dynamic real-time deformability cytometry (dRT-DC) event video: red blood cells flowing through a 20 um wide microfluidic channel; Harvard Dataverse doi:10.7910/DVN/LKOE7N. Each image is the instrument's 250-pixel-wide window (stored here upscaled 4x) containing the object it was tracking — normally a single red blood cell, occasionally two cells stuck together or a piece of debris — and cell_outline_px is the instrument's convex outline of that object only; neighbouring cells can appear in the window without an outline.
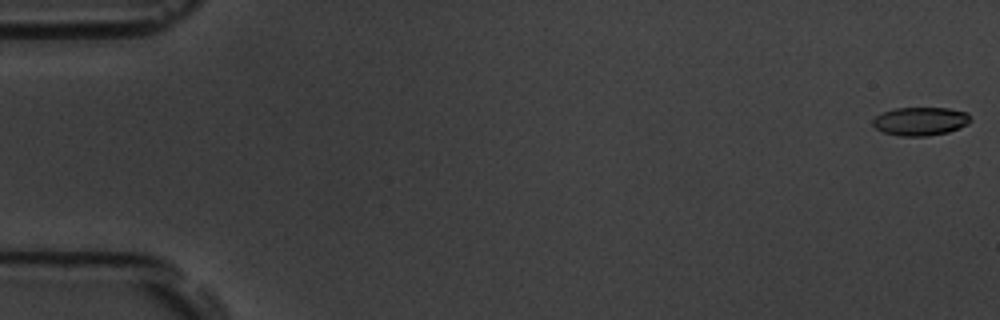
{"species": "common noctule bat (a hibernating species)", "species_latin": "Nyctalus noctula", "temperature_condition": "room temperature", "stored_images_in_passage": 58, "camera_frame_rate_fps": 3000, "um_per_image_px": 0.085, "animal": {"sex": "male", "body_mass_g": 19.5, "forearm_length_mm": 54.6}, "frame": {"image": 1, "passage_image": 1, "time_ms": 0.0, "image_size_px": [1000, 320], "cell_outline_px": [[972, 120], [968, 124], [960, 128], [948, 132], [928, 136], [900, 136], [884, 132], [876, 128], [872, 124], [872, 120], [880, 112], [896, 108], [948, 108], [968, 112]], "centroid_in_image_um": [78.25, 10.3], "position_along_channel_um": 6.7, "area_um2": 16.36}}
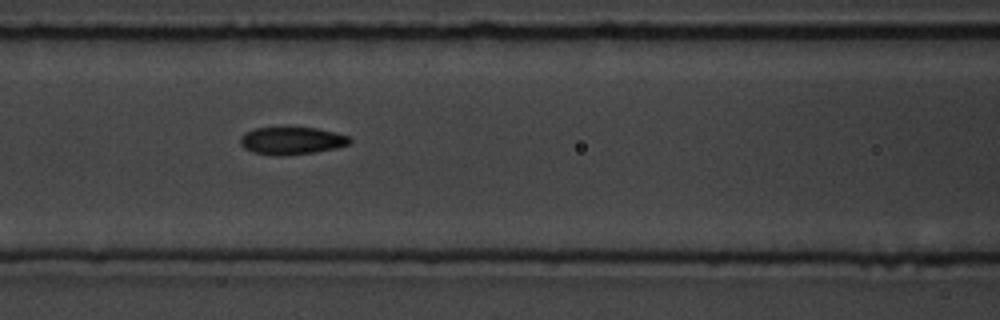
{"frame": {"image": 2, "passage_image": 25, "time_ms": 8.0, "image_size_px": [1000, 320], "cell_outline_px": [[352, 140], [348, 144], [336, 148], [316, 152], [284, 156], [276, 156], [252, 152], [244, 148], [240, 144], [240, 136], [244, 132], [256, 128], [316, 128], [348, 136]], "centroid_in_image_um": [24.75, 11.98], "position_along_channel_um": 141.9, "area_um2": 17.51}}
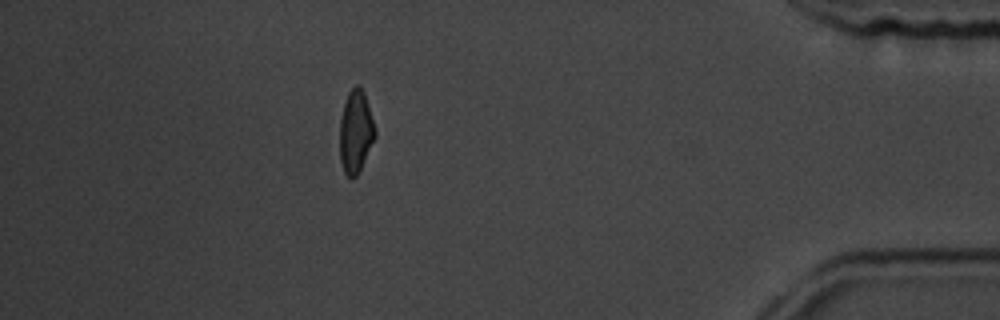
{"frame": {"image": 3, "passage_image": 51, "time_ms": 16.667, "image_size_px": [1000, 320], "cell_outline_px": [[376, 136], [356, 176], [352, 180], [344, 172], [340, 160], [340, 120], [344, 104], [348, 92], [356, 84], [360, 84], [364, 92], [376, 132]], "centroid_in_image_um": [30.22, 11.18], "position_along_channel_um": 405.0, "area_um2": 16.82}, "authors_computed_cell_mechanics": {"area_um2": 17.1377, "velocity_mm_per_s": 3.5818, "shape_relaxation_time_tau1_ms": 2.9792, "shape_relaxation_time_tau2_ms": 2.2707, "deformation_change_tau1": 0.1294, "deformation_change_tau2": 0.0779}}